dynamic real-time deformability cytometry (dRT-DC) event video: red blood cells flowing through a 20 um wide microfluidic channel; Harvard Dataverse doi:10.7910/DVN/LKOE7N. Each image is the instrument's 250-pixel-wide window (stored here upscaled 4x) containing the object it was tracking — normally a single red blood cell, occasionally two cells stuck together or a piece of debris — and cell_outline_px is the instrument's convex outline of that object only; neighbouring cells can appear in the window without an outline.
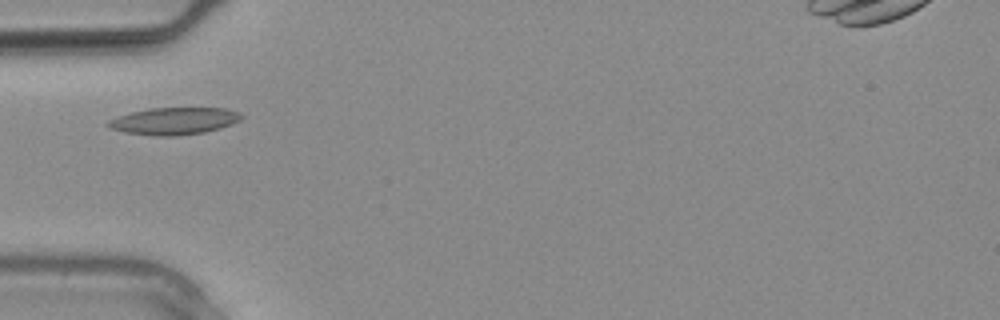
{"species": "common noctule bat (a hibernating species)", "species_latin": "Nyctalus noctula", "temperature_condition": "warm", "stored_images_in_passage": 1, "camera_frame_rate_fps": 3000, "um_per_image_px": 0.085, "animal": {"sex": "male", "body_mass_g": 20.4}, "frame": {"image": 1, "passage_image": 1, "time_ms": 0.0, "image_size_px": [1000, 320], "cell_outline_px": [[244, 116], [240, 120], [232, 124], [220, 128], [204, 132], [176, 136], [156, 136], [124, 132], [112, 128], [104, 124], [108, 120], [132, 112], [148, 108], [228, 108], [240, 112]], "centroid_in_image_um": [14.83, 10.28], "position_along_channel_um": 70.2, "area_um2": 21.1}}